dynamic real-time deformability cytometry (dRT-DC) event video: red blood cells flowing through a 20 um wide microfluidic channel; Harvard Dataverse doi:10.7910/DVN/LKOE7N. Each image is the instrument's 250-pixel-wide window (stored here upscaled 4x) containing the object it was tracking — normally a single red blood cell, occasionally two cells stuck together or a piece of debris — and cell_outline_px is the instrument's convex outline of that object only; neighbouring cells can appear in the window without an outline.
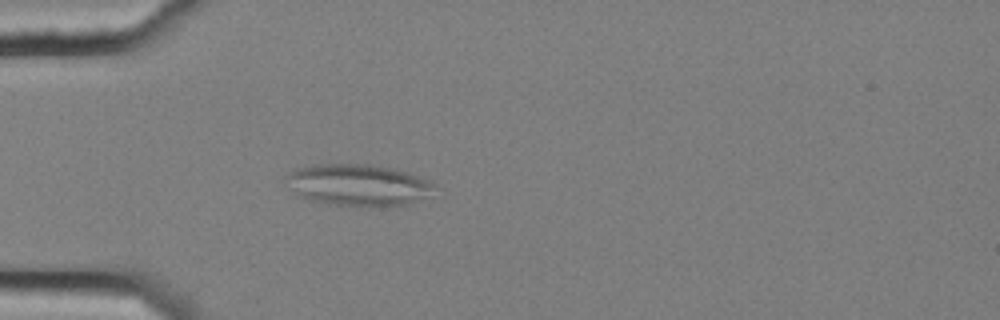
{"species": "common noctule bat (a hibernating species)", "species_latin": "Nyctalus noctula", "temperature_condition": "cold", "stored_images_in_passage": 56, "camera_frame_rate_fps": 3000, "um_per_image_px": 0.085, "animal": {"sex": "female", "body_mass_g": 25.1}, "frame": {"image": 1, "passage_image": 17, "time_ms": 5.333, "image_size_px": [1000, 320], "cell_outline_px": [[436, 184], [428, 196], [408, 204], [380, 208], [336, 204], [312, 200], [300, 196], [280, 180], [284, 176], [296, 168], [316, 164], [368, 164], [396, 168], [432, 180]], "centroid_in_image_um": [30.45, 15.72], "position_along_channel_um": 54.5, "area_um2": 36.65}, "authors_computed_cell_mechanics": {"area_um2": 29.2468, "velocity_mm_per_s": 3.661, "shape_relaxation_time_tau1_ms": null, "shape_relaxation_time_tau2_ms": 3.7956, "deformation_change_tau1": null, "deformation_change_tau2": 0.1245}}